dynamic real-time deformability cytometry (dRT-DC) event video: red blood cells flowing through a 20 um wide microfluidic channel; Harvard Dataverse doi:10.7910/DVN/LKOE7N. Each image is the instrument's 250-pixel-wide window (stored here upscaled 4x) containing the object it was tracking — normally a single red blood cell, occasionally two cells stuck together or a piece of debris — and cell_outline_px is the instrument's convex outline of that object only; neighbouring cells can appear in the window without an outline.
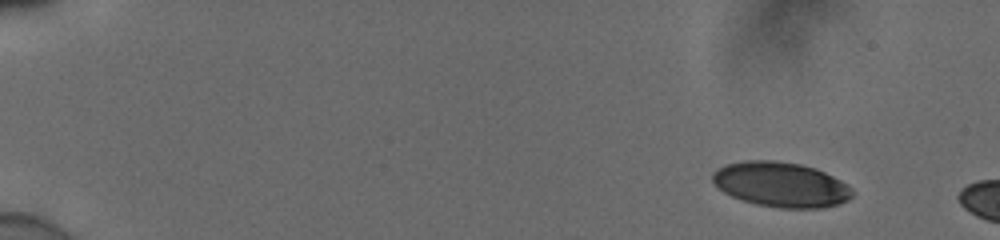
{"species": "human", "species_latin": "Homo sapiens", "temperature_condition": "cold", "stored_images_in_passage": 12, "camera_frame_rate_fps": 3000, "um_per_image_px": 0.085, "donor": {"sex": "male"}, "frame": {"image": 1, "passage_image": 6, "time_ms": 1.667, "image_size_px": [1000, 240], "cell_outline_px": [[852, 196], [848, 200], [840, 204], [820, 208], [780, 208], [756, 204], [732, 196], [724, 192], [712, 180], [712, 172], [716, 168], [724, 164], [744, 160], [772, 160], [800, 164], [816, 168], [848, 184], [852, 188]], "centroid_in_image_um": [66.38, 15.68], "position_along_channel_um": 18.6, "area_um2": 36.7}}